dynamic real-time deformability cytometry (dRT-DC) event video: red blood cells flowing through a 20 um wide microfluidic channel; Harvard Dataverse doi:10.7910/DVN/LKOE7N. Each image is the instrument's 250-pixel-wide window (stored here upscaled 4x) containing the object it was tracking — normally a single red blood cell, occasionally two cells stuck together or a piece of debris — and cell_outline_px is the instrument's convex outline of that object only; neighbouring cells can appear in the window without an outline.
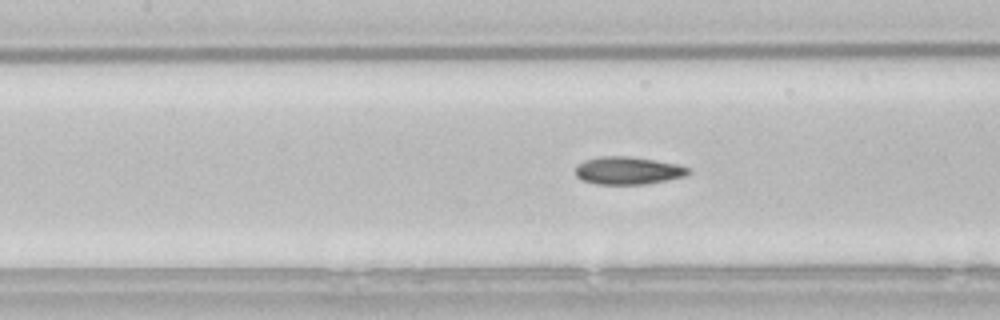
{"species": "common noctule bat (a hibernating species)", "species_latin": "Nyctalus noctula", "temperature_condition": "room temperature", "stored_images_in_passage": 37, "camera_frame_rate_fps": 3000, "um_per_image_px": 0.085, "animal": {"sex": "male", "body_mass_g": 21.5, "forearm_length_mm": 52.0}, "frame": {"image": 1, "passage_image": 14, "time_ms": 4.333, "image_size_px": [1000, 320], "cell_outline_px": [[692, 172], [684, 176], [668, 180], [644, 184], [596, 184], [580, 180], [576, 176], [576, 164], [584, 160], [600, 156], [628, 156], [676, 164], [688, 168]], "centroid_in_image_um": [53.33, 14.5], "position_along_channel_um": 154.1, "area_um2": 18.21}}
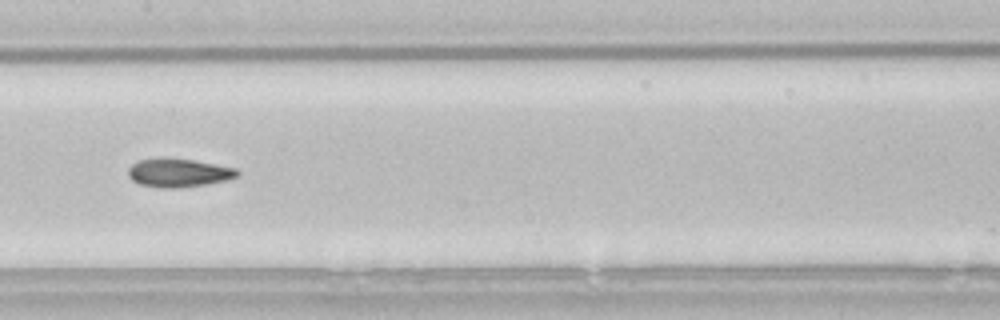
{"frame": {"image": 2, "passage_image": 17, "time_ms": 5.333, "image_size_px": [1000, 320], "cell_outline_px": [[240, 176], [228, 180], [180, 188], [160, 188], [140, 184], [132, 180], [128, 176], [128, 168], [132, 164], [140, 160], [160, 156], [192, 160], [236, 168], [240, 172]], "centroid_in_image_um": [15.17, 14.68], "position_along_channel_um": 192.2, "area_um2": 18.38}}
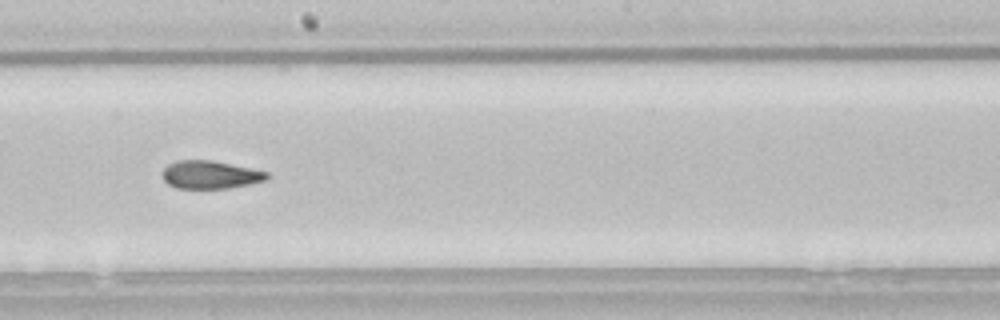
{"frame": {"image": 3, "passage_image": 20, "time_ms": 6.333, "image_size_px": [1000, 320], "cell_outline_px": [[268, 180], [228, 188], [176, 188], [168, 184], [164, 180], [164, 168], [168, 164], [176, 160], [212, 160], [268, 172]], "centroid_in_image_um": [17.87, 14.85], "position_along_channel_um": 230.3, "area_um2": 16.88}, "authors_computed_cell_mechanics": {"area_um2": 18.1492, "velocity_mm_per_s": 3.815, "shape_relaxation_time_tau1_ms": 5.2475, "shape_relaxation_time_tau2_ms": 2.5039, "deformation_change_tau1": 0.1663, "deformation_change_tau2": 0.0905}}